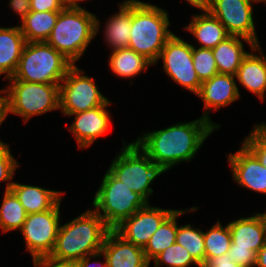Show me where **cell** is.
I'll return each instance as SVG.
<instances>
[{
    "label": "cell",
    "mask_w": 266,
    "mask_h": 267,
    "mask_svg": "<svg viewBox=\"0 0 266 267\" xmlns=\"http://www.w3.org/2000/svg\"><path fill=\"white\" fill-rule=\"evenodd\" d=\"M217 128L207 119L173 124L165 129L144 133L134 141L163 171L180 162L191 161Z\"/></svg>",
    "instance_id": "1"
},
{
    "label": "cell",
    "mask_w": 266,
    "mask_h": 267,
    "mask_svg": "<svg viewBox=\"0 0 266 267\" xmlns=\"http://www.w3.org/2000/svg\"><path fill=\"white\" fill-rule=\"evenodd\" d=\"M110 229L93 209H88L70 222L60 225L50 257L62 261L82 259L101 251Z\"/></svg>",
    "instance_id": "2"
},
{
    "label": "cell",
    "mask_w": 266,
    "mask_h": 267,
    "mask_svg": "<svg viewBox=\"0 0 266 267\" xmlns=\"http://www.w3.org/2000/svg\"><path fill=\"white\" fill-rule=\"evenodd\" d=\"M166 9L132 0L131 30L128 48L155 65L167 40L173 35Z\"/></svg>",
    "instance_id": "3"
},
{
    "label": "cell",
    "mask_w": 266,
    "mask_h": 267,
    "mask_svg": "<svg viewBox=\"0 0 266 267\" xmlns=\"http://www.w3.org/2000/svg\"><path fill=\"white\" fill-rule=\"evenodd\" d=\"M99 29V19L84 7L64 8L60 11L46 43L75 65Z\"/></svg>",
    "instance_id": "4"
},
{
    "label": "cell",
    "mask_w": 266,
    "mask_h": 267,
    "mask_svg": "<svg viewBox=\"0 0 266 267\" xmlns=\"http://www.w3.org/2000/svg\"><path fill=\"white\" fill-rule=\"evenodd\" d=\"M73 65L46 42H26L17 69L7 80L60 85Z\"/></svg>",
    "instance_id": "5"
},
{
    "label": "cell",
    "mask_w": 266,
    "mask_h": 267,
    "mask_svg": "<svg viewBox=\"0 0 266 267\" xmlns=\"http://www.w3.org/2000/svg\"><path fill=\"white\" fill-rule=\"evenodd\" d=\"M93 199V210L110 230H114L125 219L148 204L141 195L116 179L108 170Z\"/></svg>",
    "instance_id": "6"
},
{
    "label": "cell",
    "mask_w": 266,
    "mask_h": 267,
    "mask_svg": "<svg viewBox=\"0 0 266 267\" xmlns=\"http://www.w3.org/2000/svg\"><path fill=\"white\" fill-rule=\"evenodd\" d=\"M123 142L124 147L114 158L108 171L149 203V196L153 194L150 184L164 172L135 142Z\"/></svg>",
    "instance_id": "7"
},
{
    "label": "cell",
    "mask_w": 266,
    "mask_h": 267,
    "mask_svg": "<svg viewBox=\"0 0 266 267\" xmlns=\"http://www.w3.org/2000/svg\"><path fill=\"white\" fill-rule=\"evenodd\" d=\"M9 113L21 116L24 123L31 117L60 109L59 85L9 80Z\"/></svg>",
    "instance_id": "8"
},
{
    "label": "cell",
    "mask_w": 266,
    "mask_h": 267,
    "mask_svg": "<svg viewBox=\"0 0 266 267\" xmlns=\"http://www.w3.org/2000/svg\"><path fill=\"white\" fill-rule=\"evenodd\" d=\"M83 72L76 64L73 65L59 85L60 110L64 115L87 111L108 101L98 90L94 78Z\"/></svg>",
    "instance_id": "9"
},
{
    "label": "cell",
    "mask_w": 266,
    "mask_h": 267,
    "mask_svg": "<svg viewBox=\"0 0 266 267\" xmlns=\"http://www.w3.org/2000/svg\"><path fill=\"white\" fill-rule=\"evenodd\" d=\"M61 201L47 211L27 214L20 231L32 259L49 256L52 252L60 226Z\"/></svg>",
    "instance_id": "10"
},
{
    "label": "cell",
    "mask_w": 266,
    "mask_h": 267,
    "mask_svg": "<svg viewBox=\"0 0 266 267\" xmlns=\"http://www.w3.org/2000/svg\"><path fill=\"white\" fill-rule=\"evenodd\" d=\"M163 60L164 71L177 84L195 93L200 91L192 60V44L173 34L163 47L159 60Z\"/></svg>",
    "instance_id": "11"
},
{
    "label": "cell",
    "mask_w": 266,
    "mask_h": 267,
    "mask_svg": "<svg viewBox=\"0 0 266 267\" xmlns=\"http://www.w3.org/2000/svg\"><path fill=\"white\" fill-rule=\"evenodd\" d=\"M263 0H211L209 13L216 17L230 35L247 38L259 45L253 20V3Z\"/></svg>",
    "instance_id": "12"
},
{
    "label": "cell",
    "mask_w": 266,
    "mask_h": 267,
    "mask_svg": "<svg viewBox=\"0 0 266 267\" xmlns=\"http://www.w3.org/2000/svg\"><path fill=\"white\" fill-rule=\"evenodd\" d=\"M173 209L151 207L149 203L125 219L114 230L126 241L144 248L161 223Z\"/></svg>",
    "instance_id": "13"
},
{
    "label": "cell",
    "mask_w": 266,
    "mask_h": 267,
    "mask_svg": "<svg viewBox=\"0 0 266 267\" xmlns=\"http://www.w3.org/2000/svg\"><path fill=\"white\" fill-rule=\"evenodd\" d=\"M227 159L238 185L266 195V167L243 143L236 153H229Z\"/></svg>",
    "instance_id": "14"
},
{
    "label": "cell",
    "mask_w": 266,
    "mask_h": 267,
    "mask_svg": "<svg viewBox=\"0 0 266 267\" xmlns=\"http://www.w3.org/2000/svg\"><path fill=\"white\" fill-rule=\"evenodd\" d=\"M110 104L111 101L108 100L102 106L68 114V116H75L73 123L68 128L75 137L79 148H88L95 140L108 132L111 116L106 107Z\"/></svg>",
    "instance_id": "15"
},
{
    "label": "cell",
    "mask_w": 266,
    "mask_h": 267,
    "mask_svg": "<svg viewBox=\"0 0 266 267\" xmlns=\"http://www.w3.org/2000/svg\"><path fill=\"white\" fill-rule=\"evenodd\" d=\"M236 76L227 74L214 75L209 80L201 83L197 96L204 102L205 113L202 118L210 121L217 129L219 124L213 123L210 119V110L217 111L220 107L228 106L240 98V92L235 82Z\"/></svg>",
    "instance_id": "16"
},
{
    "label": "cell",
    "mask_w": 266,
    "mask_h": 267,
    "mask_svg": "<svg viewBox=\"0 0 266 267\" xmlns=\"http://www.w3.org/2000/svg\"><path fill=\"white\" fill-rule=\"evenodd\" d=\"M107 267H149L143 248L126 241L115 230L106 234L101 249Z\"/></svg>",
    "instance_id": "17"
},
{
    "label": "cell",
    "mask_w": 266,
    "mask_h": 267,
    "mask_svg": "<svg viewBox=\"0 0 266 267\" xmlns=\"http://www.w3.org/2000/svg\"><path fill=\"white\" fill-rule=\"evenodd\" d=\"M231 247L250 248L257 253L265 244V213H255L228 223Z\"/></svg>",
    "instance_id": "18"
},
{
    "label": "cell",
    "mask_w": 266,
    "mask_h": 267,
    "mask_svg": "<svg viewBox=\"0 0 266 267\" xmlns=\"http://www.w3.org/2000/svg\"><path fill=\"white\" fill-rule=\"evenodd\" d=\"M261 49L260 44L256 45L252 51L257 50L260 55L250 52L244 57L235 76L243 87L263 101L266 91V56Z\"/></svg>",
    "instance_id": "19"
},
{
    "label": "cell",
    "mask_w": 266,
    "mask_h": 267,
    "mask_svg": "<svg viewBox=\"0 0 266 267\" xmlns=\"http://www.w3.org/2000/svg\"><path fill=\"white\" fill-rule=\"evenodd\" d=\"M241 40L249 44L251 50L256 46L254 42L247 38L230 35L212 49L218 74L233 76L237 74L244 57L248 54V52L244 50Z\"/></svg>",
    "instance_id": "20"
},
{
    "label": "cell",
    "mask_w": 266,
    "mask_h": 267,
    "mask_svg": "<svg viewBox=\"0 0 266 267\" xmlns=\"http://www.w3.org/2000/svg\"><path fill=\"white\" fill-rule=\"evenodd\" d=\"M26 45V39L19 26L0 27V76L11 78L18 66Z\"/></svg>",
    "instance_id": "21"
},
{
    "label": "cell",
    "mask_w": 266,
    "mask_h": 267,
    "mask_svg": "<svg viewBox=\"0 0 266 267\" xmlns=\"http://www.w3.org/2000/svg\"><path fill=\"white\" fill-rule=\"evenodd\" d=\"M191 20L184 28L201 44L199 48L213 49L230 36L223 24L209 12L193 15Z\"/></svg>",
    "instance_id": "22"
},
{
    "label": "cell",
    "mask_w": 266,
    "mask_h": 267,
    "mask_svg": "<svg viewBox=\"0 0 266 267\" xmlns=\"http://www.w3.org/2000/svg\"><path fill=\"white\" fill-rule=\"evenodd\" d=\"M11 190L18 197L27 214L40 213L53 208L62 199L63 193L16 182L13 183Z\"/></svg>",
    "instance_id": "23"
},
{
    "label": "cell",
    "mask_w": 266,
    "mask_h": 267,
    "mask_svg": "<svg viewBox=\"0 0 266 267\" xmlns=\"http://www.w3.org/2000/svg\"><path fill=\"white\" fill-rule=\"evenodd\" d=\"M118 5V13L110 16L104 27L105 42L112 51L128 48L130 40L132 0H125Z\"/></svg>",
    "instance_id": "24"
},
{
    "label": "cell",
    "mask_w": 266,
    "mask_h": 267,
    "mask_svg": "<svg viewBox=\"0 0 266 267\" xmlns=\"http://www.w3.org/2000/svg\"><path fill=\"white\" fill-rule=\"evenodd\" d=\"M196 210H198V207H191V209L189 208L186 210L174 209V211L161 223L143 248L145 257L149 263L167 247L172 246L176 242L178 231L177 218L188 211L194 212Z\"/></svg>",
    "instance_id": "25"
},
{
    "label": "cell",
    "mask_w": 266,
    "mask_h": 267,
    "mask_svg": "<svg viewBox=\"0 0 266 267\" xmlns=\"http://www.w3.org/2000/svg\"><path fill=\"white\" fill-rule=\"evenodd\" d=\"M110 70L121 78H133L145 71L153 63L131 48H123L110 52Z\"/></svg>",
    "instance_id": "26"
},
{
    "label": "cell",
    "mask_w": 266,
    "mask_h": 267,
    "mask_svg": "<svg viewBox=\"0 0 266 267\" xmlns=\"http://www.w3.org/2000/svg\"><path fill=\"white\" fill-rule=\"evenodd\" d=\"M60 12L31 11L19 25L26 42H46Z\"/></svg>",
    "instance_id": "27"
},
{
    "label": "cell",
    "mask_w": 266,
    "mask_h": 267,
    "mask_svg": "<svg viewBox=\"0 0 266 267\" xmlns=\"http://www.w3.org/2000/svg\"><path fill=\"white\" fill-rule=\"evenodd\" d=\"M0 208V228L3 233L21 229L27 213L12 190L5 191Z\"/></svg>",
    "instance_id": "28"
},
{
    "label": "cell",
    "mask_w": 266,
    "mask_h": 267,
    "mask_svg": "<svg viewBox=\"0 0 266 267\" xmlns=\"http://www.w3.org/2000/svg\"><path fill=\"white\" fill-rule=\"evenodd\" d=\"M231 233L228 224L223 226L219 221L204 232L205 262L227 254L231 247Z\"/></svg>",
    "instance_id": "29"
},
{
    "label": "cell",
    "mask_w": 266,
    "mask_h": 267,
    "mask_svg": "<svg viewBox=\"0 0 266 267\" xmlns=\"http://www.w3.org/2000/svg\"><path fill=\"white\" fill-rule=\"evenodd\" d=\"M176 242L185 247L200 266L205 263L204 232L200 228L190 224L178 226Z\"/></svg>",
    "instance_id": "30"
},
{
    "label": "cell",
    "mask_w": 266,
    "mask_h": 267,
    "mask_svg": "<svg viewBox=\"0 0 266 267\" xmlns=\"http://www.w3.org/2000/svg\"><path fill=\"white\" fill-rule=\"evenodd\" d=\"M153 261L155 267H160L162 264L166 267H189L191 264L200 267L188 250L177 242L167 247Z\"/></svg>",
    "instance_id": "31"
},
{
    "label": "cell",
    "mask_w": 266,
    "mask_h": 267,
    "mask_svg": "<svg viewBox=\"0 0 266 267\" xmlns=\"http://www.w3.org/2000/svg\"><path fill=\"white\" fill-rule=\"evenodd\" d=\"M192 60L197 77L201 83L218 74L212 49L195 48L192 45Z\"/></svg>",
    "instance_id": "32"
},
{
    "label": "cell",
    "mask_w": 266,
    "mask_h": 267,
    "mask_svg": "<svg viewBox=\"0 0 266 267\" xmlns=\"http://www.w3.org/2000/svg\"><path fill=\"white\" fill-rule=\"evenodd\" d=\"M243 144L256 156L258 161L266 167V124H255L250 134L243 139Z\"/></svg>",
    "instance_id": "33"
},
{
    "label": "cell",
    "mask_w": 266,
    "mask_h": 267,
    "mask_svg": "<svg viewBox=\"0 0 266 267\" xmlns=\"http://www.w3.org/2000/svg\"><path fill=\"white\" fill-rule=\"evenodd\" d=\"M18 166L19 164L11 154L9 145L0 140V182L7 181L5 191L11 190L14 183L12 179Z\"/></svg>",
    "instance_id": "34"
},
{
    "label": "cell",
    "mask_w": 266,
    "mask_h": 267,
    "mask_svg": "<svg viewBox=\"0 0 266 267\" xmlns=\"http://www.w3.org/2000/svg\"><path fill=\"white\" fill-rule=\"evenodd\" d=\"M230 260L241 267H255L256 253L250 248L230 247Z\"/></svg>",
    "instance_id": "35"
},
{
    "label": "cell",
    "mask_w": 266,
    "mask_h": 267,
    "mask_svg": "<svg viewBox=\"0 0 266 267\" xmlns=\"http://www.w3.org/2000/svg\"><path fill=\"white\" fill-rule=\"evenodd\" d=\"M65 8L62 0H30V10L60 12Z\"/></svg>",
    "instance_id": "36"
},
{
    "label": "cell",
    "mask_w": 266,
    "mask_h": 267,
    "mask_svg": "<svg viewBox=\"0 0 266 267\" xmlns=\"http://www.w3.org/2000/svg\"><path fill=\"white\" fill-rule=\"evenodd\" d=\"M32 260L34 267H78L77 262L57 260L50 256L39 257Z\"/></svg>",
    "instance_id": "37"
},
{
    "label": "cell",
    "mask_w": 266,
    "mask_h": 267,
    "mask_svg": "<svg viewBox=\"0 0 266 267\" xmlns=\"http://www.w3.org/2000/svg\"><path fill=\"white\" fill-rule=\"evenodd\" d=\"M9 6L20 16L21 21L31 12L30 0H10Z\"/></svg>",
    "instance_id": "38"
},
{
    "label": "cell",
    "mask_w": 266,
    "mask_h": 267,
    "mask_svg": "<svg viewBox=\"0 0 266 267\" xmlns=\"http://www.w3.org/2000/svg\"><path fill=\"white\" fill-rule=\"evenodd\" d=\"M200 267H241L230 260L229 254H224L215 258H211Z\"/></svg>",
    "instance_id": "39"
},
{
    "label": "cell",
    "mask_w": 266,
    "mask_h": 267,
    "mask_svg": "<svg viewBox=\"0 0 266 267\" xmlns=\"http://www.w3.org/2000/svg\"><path fill=\"white\" fill-rule=\"evenodd\" d=\"M104 256V254L102 253V251H99L97 253L91 254V255H87L85 257H83L82 259L77 261L78 267H107V260L104 256V260L103 262L100 261H95V262H90V260L94 258H100Z\"/></svg>",
    "instance_id": "40"
},
{
    "label": "cell",
    "mask_w": 266,
    "mask_h": 267,
    "mask_svg": "<svg viewBox=\"0 0 266 267\" xmlns=\"http://www.w3.org/2000/svg\"><path fill=\"white\" fill-rule=\"evenodd\" d=\"M3 94V95H1ZM9 114V106H8V94L6 89H1L0 91V126L5 118Z\"/></svg>",
    "instance_id": "41"
},
{
    "label": "cell",
    "mask_w": 266,
    "mask_h": 267,
    "mask_svg": "<svg viewBox=\"0 0 266 267\" xmlns=\"http://www.w3.org/2000/svg\"><path fill=\"white\" fill-rule=\"evenodd\" d=\"M190 6L199 8L203 12H209L211 0H186Z\"/></svg>",
    "instance_id": "42"
},
{
    "label": "cell",
    "mask_w": 266,
    "mask_h": 267,
    "mask_svg": "<svg viewBox=\"0 0 266 267\" xmlns=\"http://www.w3.org/2000/svg\"><path fill=\"white\" fill-rule=\"evenodd\" d=\"M257 267H266V244L256 253Z\"/></svg>",
    "instance_id": "43"
},
{
    "label": "cell",
    "mask_w": 266,
    "mask_h": 267,
    "mask_svg": "<svg viewBox=\"0 0 266 267\" xmlns=\"http://www.w3.org/2000/svg\"><path fill=\"white\" fill-rule=\"evenodd\" d=\"M65 8H82L78 2H83L85 0H62Z\"/></svg>",
    "instance_id": "44"
},
{
    "label": "cell",
    "mask_w": 266,
    "mask_h": 267,
    "mask_svg": "<svg viewBox=\"0 0 266 267\" xmlns=\"http://www.w3.org/2000/svg\"><path fill=\"white\" fill-rule=\"evenodd\" d=\"M265 239H266V212H265Z\"/></svg>",
    "instance_id": "45"
}]
</instances>
